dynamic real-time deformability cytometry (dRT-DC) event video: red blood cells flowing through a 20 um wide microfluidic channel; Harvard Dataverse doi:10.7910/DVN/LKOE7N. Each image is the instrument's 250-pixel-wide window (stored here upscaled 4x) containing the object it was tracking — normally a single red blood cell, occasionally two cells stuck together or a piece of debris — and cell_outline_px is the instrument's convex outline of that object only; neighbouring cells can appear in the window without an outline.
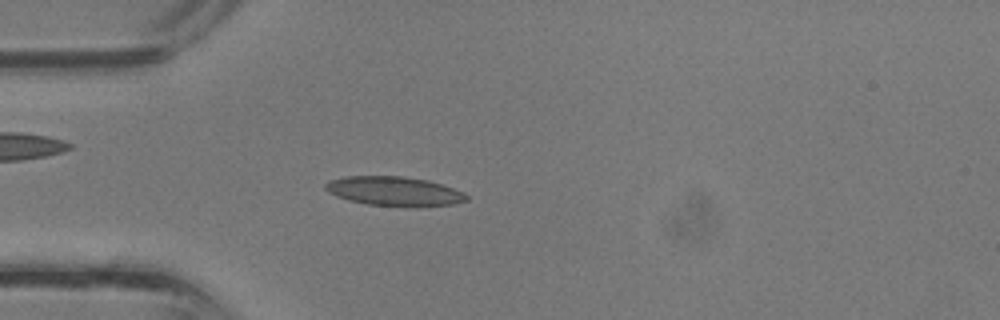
{"species": "common noctule bat (a hibernating species)", "species_latin": "Nyctalus noctula", "temperature_condition": "room temperature", "stored_images_in_passage": 36, "camera_frame_rate_fps": 3000, "um_per_image_px": 0.085, "animal": {"sex": "male", "body_mass_g": 13.3}, "frame": {"image": 1, "passage_image": 10, "time_ms": 3.0, "image_size_px": [1000, 320], "cell_outline_px": [[468, 200], [452, 204], [416, 208], [368, 204], [348, 200], [336, 196], [328, 192], [324, 188], [324, 184], [328, 180], [344, 176], [404, 176], [428, 180], [464, 192], [468, 196]], "centroid_in_image_um": [33.49, 16.26], "position_along_channel_um": 51.5, "area_um2": 24.45}}
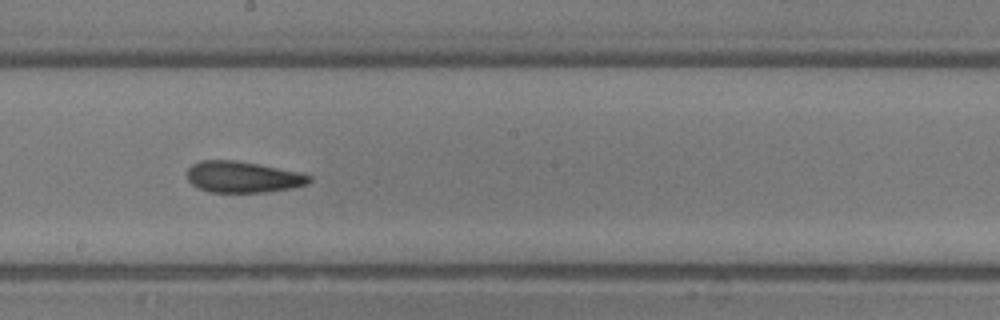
{"frame": {"image": 2, "passage_image": 20, "time_ms": 6.333, "image_size_px": [1000, 320], "cell_outline_px": [[312, 180], [308, 184], [292, 188], [268, 192], [208, 192], [192, 184], [188, 180], [188, 168], [192, 164], [200, 160], [236, 160], [300, 172], [312, 176]], "centroid_in_image_um": [20.66, 15.04], "position_along_channel_um": 227.5, "area_um2": 22.31}}
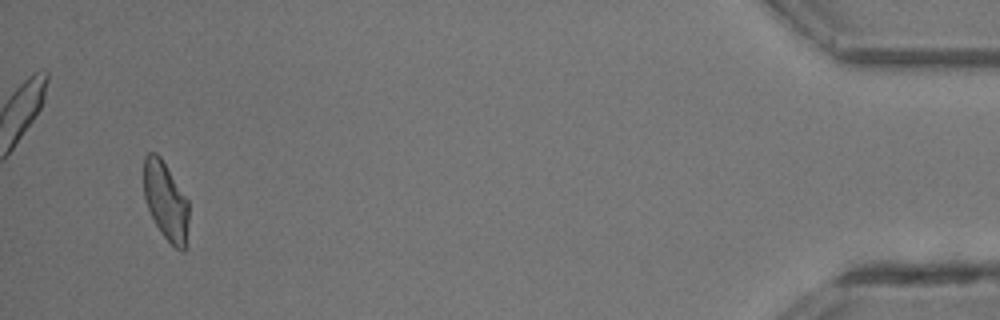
{"frame": {"image": 3, "passage_image": 35, "time_ms": 11.333, "image_size_px": [1000, 320], "cell_outline_px": [[188, 220], [184, 252], [180, 252], [160, 232], [148, 208], [144, 196], [144, 156], [148, 152], [156, 152], [160, 156], [188, 200]], "centroid_in_image_um": [14.08, 17.06], "position_along_channel_um": 421.1, "area_um2": 20.29}}